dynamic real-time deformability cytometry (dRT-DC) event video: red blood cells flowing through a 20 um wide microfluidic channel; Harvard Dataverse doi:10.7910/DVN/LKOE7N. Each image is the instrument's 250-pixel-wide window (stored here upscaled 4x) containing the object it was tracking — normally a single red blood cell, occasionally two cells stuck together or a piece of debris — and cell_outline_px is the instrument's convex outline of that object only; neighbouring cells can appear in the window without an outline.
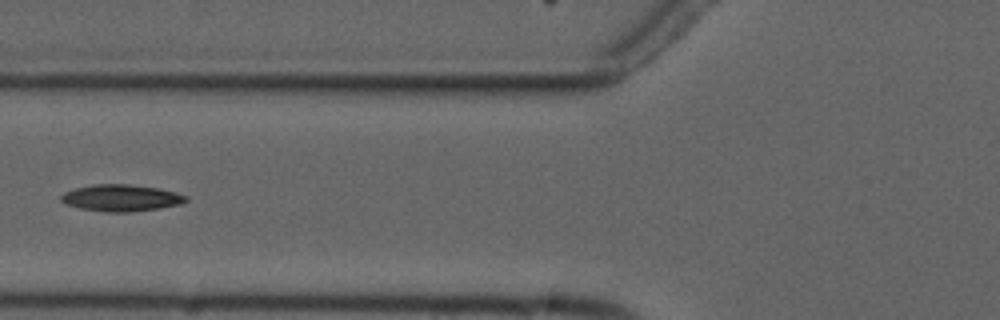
{"species": "common noctule bat (a hibernating species)", "species_latin": "Nyctalus noctula", "temperature_condition": "cold", "stored_images_in_passage": 6, "camera_frame_rate_fps": 3000, "um_per_image_px": 0.085, "animal": {"sex": "male", "forearm_length_mm": 52.5}, "frame": {"image": 1, "passage_image": 6, "time_ms": 6.0, "image_size_px": [1000, 320], "cell_outline_px": [[188, 200], [180, 204], [160, 208], [128, 212], [104, 212], [80, 208], [64, 204], [60, 200], [60, 196], [64, 192], [76, 188], [92, 184], [128, 184], [160, 188], [188, 196]], "centroid_in_image_um": [10.28, 16.82], "position_along_channel_um": 115.5, "area_um2": 19.54}}